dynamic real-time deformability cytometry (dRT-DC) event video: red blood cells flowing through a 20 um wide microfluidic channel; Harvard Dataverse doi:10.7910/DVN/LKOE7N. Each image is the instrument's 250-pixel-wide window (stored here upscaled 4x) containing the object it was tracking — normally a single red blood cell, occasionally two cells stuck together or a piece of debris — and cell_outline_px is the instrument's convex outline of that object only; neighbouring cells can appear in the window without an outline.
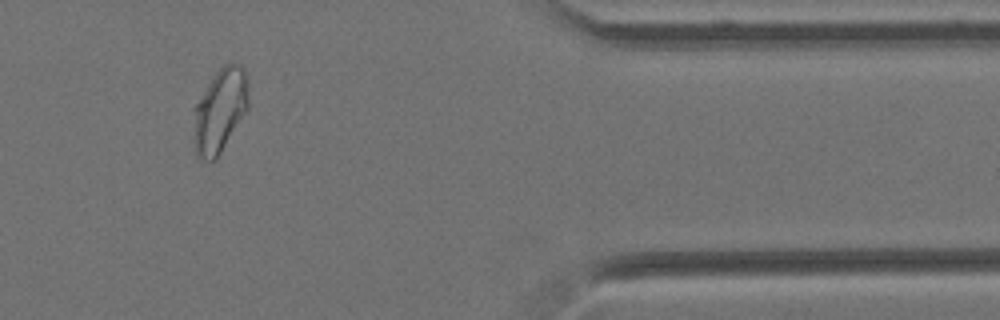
{"species": "Egyptian fruit bat (a non-hibernating species)", "species_latin": "Rousettus aegyptiacus", "temperature_condition": "cold", "stored_images_in_passage": 15, "camera_frame_rate_fps": 3000, "um_per_image_px": 0.085, "animal": {"sex": "female"}, "frame": {"image": 1, "passage_image": 12, "time_ms": 3.667, "image_size_px": [1000, 320], "cell_outline_px": [[248, 108], [220, 152], [212, 160], [204, 160], [196, 156], [192, 108], [212, 76], [224, 64], [232, 60], [240, 64], [244, 68], [248, 96]], "centroid_in_image_um": [18.67, 9.33], "position_along_channel_um": 392.7, "area_um2": 26.7}}